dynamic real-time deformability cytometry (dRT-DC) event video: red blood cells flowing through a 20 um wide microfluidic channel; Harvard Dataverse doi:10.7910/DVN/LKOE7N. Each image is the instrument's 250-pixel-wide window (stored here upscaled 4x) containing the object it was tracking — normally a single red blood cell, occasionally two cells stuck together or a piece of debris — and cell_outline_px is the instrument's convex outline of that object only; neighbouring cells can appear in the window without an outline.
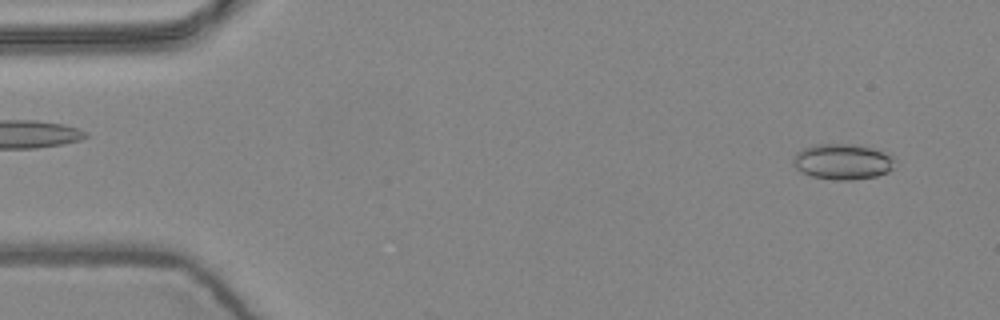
{"species": "common noctule bat (a hibernating species)", "species_latin": "Nyctalus noctula", "temperature_condition": "warm", "stored_images_in_passage": 2, "camera_frame_rate_fps": 3000, "um_per_image_px": 0.085, "animal": {"sex": "female", "body_mass_g": 24.6, "forearm_length_mm": 56.2}, "frame": {"image": 1, "passage_image": 1, "time_ms": 0.0, "image_size_px": [1000, 320], "cell_outline_px": [[892, 168], [888, 172], [876, 176], [852, 180], [832, 180], [812, 176], [800, 172], [792, 164], [792, 160], [796, 152], [804, 148], [816, 144], [856, 144], [872, 148], [884, 152], [892, 156]], "centroid_in_image_um": [71.57, 13.74], "position_along_channel_um": 13.4, "area_um2": 21.15}}